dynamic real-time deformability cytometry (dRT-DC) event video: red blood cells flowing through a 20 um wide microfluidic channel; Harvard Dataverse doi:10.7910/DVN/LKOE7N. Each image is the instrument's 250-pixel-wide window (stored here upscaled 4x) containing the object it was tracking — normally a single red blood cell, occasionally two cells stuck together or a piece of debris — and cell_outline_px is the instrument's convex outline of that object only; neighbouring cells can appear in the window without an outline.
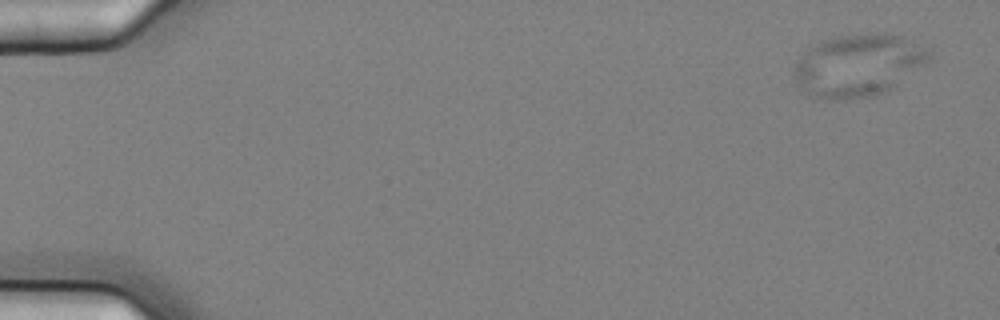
{"species": "common noctule bat (a hibernating species)", "species_latin": "Nyctalus noctula", "temperature_condition": "cold", "stored_images_in_passage": 10, "camera_frame_rate_fps": 3000, "um_per_image_px": 0.085, "animal": {"sex": "female", "body_mass_g": 25.1}, "frame": {"image": 1, "passage_image": 1, "time_ms": 0.0, "image_size_px": [1000, 320], "cell_outline_px": [[932, 60], [876, 96], [816, 96], [796, 80], [796, 64], [812, 44], [836, 36], [876, 32], [880, 32], [900, 36], [928, 52], [932, 56]], "centroid_in_image_um": [72.99, 5.47], "position_along_channel_um": 12.0, "area_um2": 46.59}}